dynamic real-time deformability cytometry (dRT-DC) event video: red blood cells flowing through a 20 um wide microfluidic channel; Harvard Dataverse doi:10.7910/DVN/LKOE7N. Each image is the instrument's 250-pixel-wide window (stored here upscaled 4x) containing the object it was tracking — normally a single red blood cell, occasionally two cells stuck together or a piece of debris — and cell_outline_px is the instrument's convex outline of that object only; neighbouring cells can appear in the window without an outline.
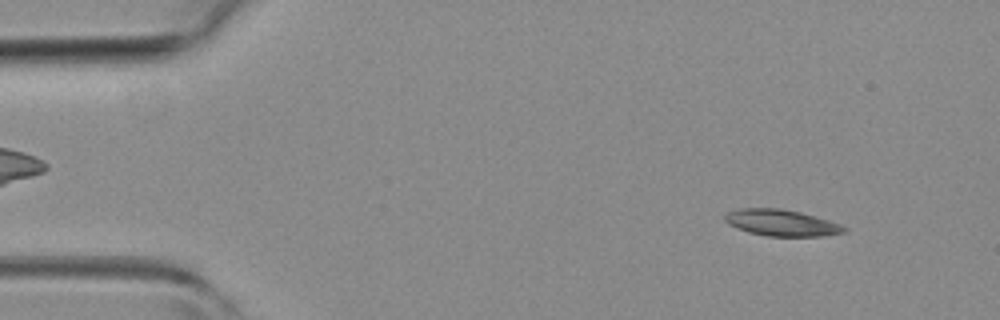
{"species": "common noctule bat (a hibernating species)", "species_latin": "Nyctalus noctula", "temperature_condition": "room temperature", "stored_images_in_passage": 44, "camera_frame_rate_fps": 3000, "um_per_image_px": 0.085, "animal": {"sex": "female", "body_mass_g": 19.3, "forearm_length_mm": 54.1}, "frame": {"image": 1, "passage_image": 4, "time_ms": 1.0, "image_size_px": [1000, 320], "cell_outline_px": [[848, 232], [820, 236], [768, 236], [748, 232], [728, 224], [724, 220], [724, 216], [728, 212], [740, 208], [780, 208], [800, 212], [828, 220], [840, 224], [848, 228]], "centroid_in_image_um": [66.43, 18.94], "position_along_channel_um": 18.6, "area_um2": 18.32}}
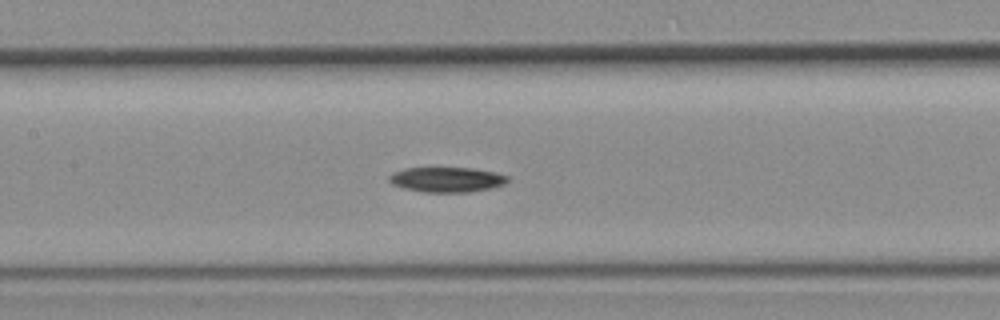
{"frame": {"image": 2, "passage_image": 20, "time_ms": 6.333, "image_size_px": [1000, 320], "cell_outline_px": [[512, 180], [504, 184], [492, 188], [468, 192], [424, 192], [404, 188], [392, 184], [388, 180], [388, 176], [392, 172], [404, 168], [472, 168], [496, 172], [508, 176]], "centroid_in_image_um": [37.99, 15.26], "position_along_channel_um": 169.4, "area_um2": 17.46}}
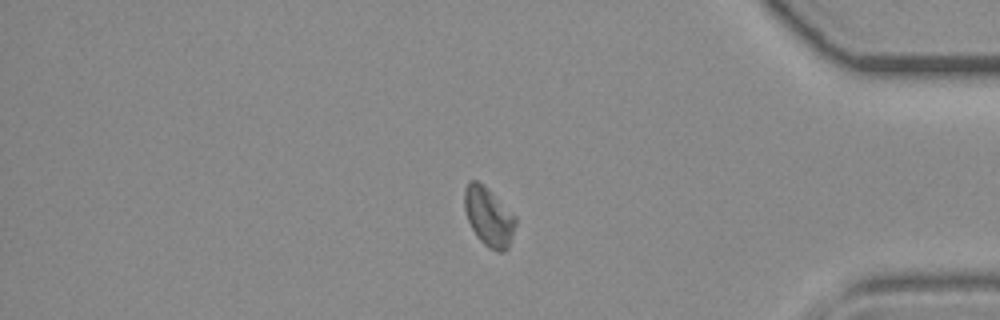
{"frame": {"image": 3, "passage_image": 37, "time_ms": 12.0, "image_size_px": [1000, 320], "cell_outline_px": [[516, 224], [508, 248], [504, 252], [500, 252], [488, 248], [476, 236], [468, 220], [464, 208], [464, 188], [468, 180], [476, 180], [484, 184], [516, 216]], "centroid_in_image_um": [41.53, 18.4], "position_along_channel_um": 393.7, "area_um2": 17.69}}